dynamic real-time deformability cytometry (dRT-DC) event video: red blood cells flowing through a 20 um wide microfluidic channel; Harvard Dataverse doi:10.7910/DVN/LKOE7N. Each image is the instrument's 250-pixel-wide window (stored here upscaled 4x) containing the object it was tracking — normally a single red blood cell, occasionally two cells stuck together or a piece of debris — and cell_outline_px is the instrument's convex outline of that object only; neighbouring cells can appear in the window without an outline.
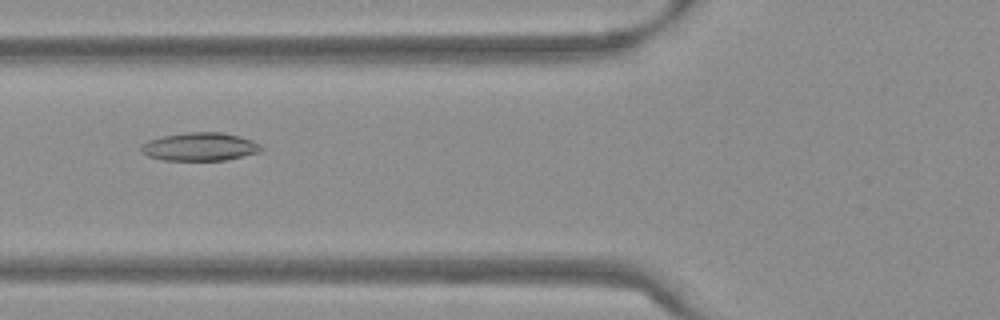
{"species": "Egyptian fruit bat (a non-hibernating species)", "species_latin": "Rousettus aegyptiacus", "temperature_condition": "warm", "stored_images_in_passage": 54, "camera_frame_rate_fps": 3000, "um_per_image_px": 0.085, "frame": {"image": 1, "passage_image": 21, "time_ms": 6.667, "image_size_px": [1000, 320], "cell_outline_px": [[264, 148], [260, 152], [228, 160], [164, 160], [148, 156], [140, 152], [140, 144], [148, 140], [164, 136], [188, 132], [220, 132], [240, 136], [252, 140], [260, 144]], "centroid_in_image_um": [16.99, 12.47], "position_along_channel_um": 108.8, "area_um2": 19.88}}
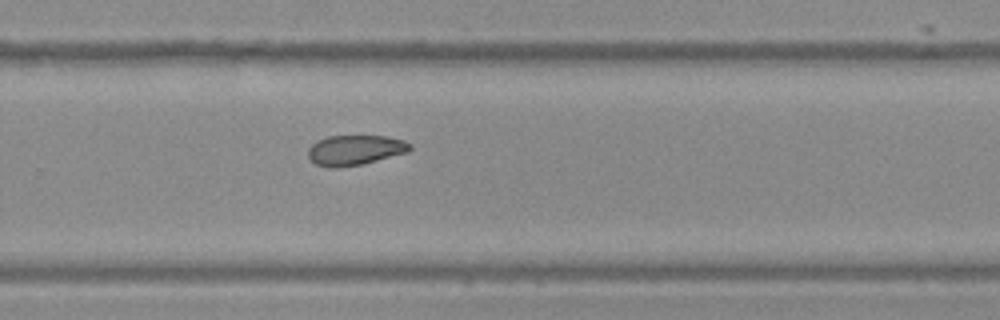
{"frame": {"image": 2, "passage_image": 36, "time_ms": 11.667, "image_size_px": [1000, 320], "cell_outline_px": [[412, 148], [408, 152], [360, 164], [336, 168], [332, 168], [316, 164], [308, 156], [308, 148], [316, 140], [328, 136], [388, 136], [404, 140], [412, 144]], "centroid_in_image_um": [30.18, 12.74], "position_along_channel_um": 299.6, "area_um2": 17.8}}
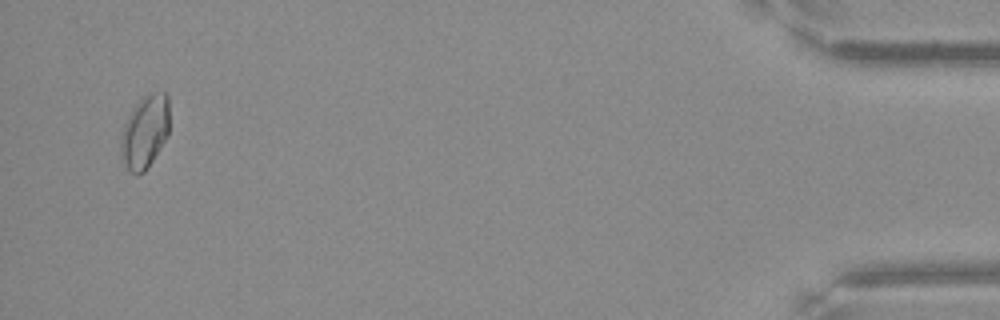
{"frame": {"image": 3, "passage_image": 52, "time_ms": 17.0, "image_size_px": [1000, 320], "cell_outline_px": [[168, 136], [144, 172], [136, 176], [128, 168], [120, 156], [120, 136], [124, 124], [128, 116], [136, 104], [144, 96], [152, 92], [164, 92], [168, 96]], "centroid_in_image_um": [12.3, 11.21], "position_along_channel_um": 422.9, "area_um2": 20.58}, "authors_computed_cell_mechanics": {"area_um2": 19.2474, "velocity_mm_per_s": 3.8155, "shape_relaxation_time_tau1_ms": null, "shape_relaxation_time_tau2_ms": 8.5585, "deformation_change_tau1": null, "deformation_change_tau2": 0.1138}}